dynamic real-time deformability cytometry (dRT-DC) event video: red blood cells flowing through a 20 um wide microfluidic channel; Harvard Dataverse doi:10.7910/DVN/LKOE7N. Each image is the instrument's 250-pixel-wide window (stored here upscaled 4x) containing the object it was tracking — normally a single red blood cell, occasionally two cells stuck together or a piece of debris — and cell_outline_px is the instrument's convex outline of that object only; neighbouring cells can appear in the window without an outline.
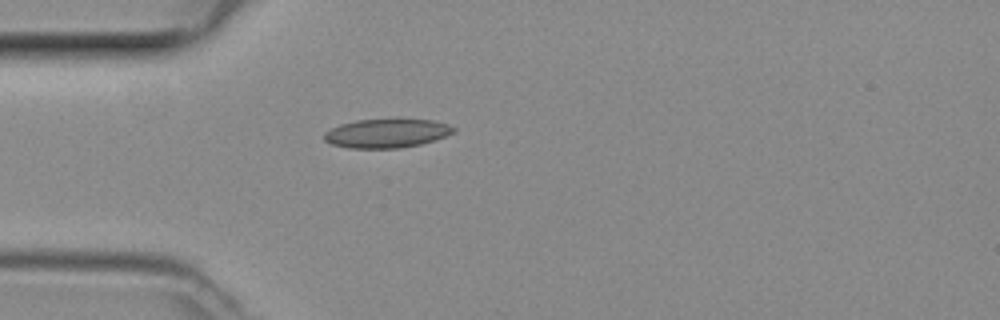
{"species": "common noctule bat (a hibernating species)", "species_latin": "Nyctalus noctula", "temperature_condition": "room temperature", "stored_images_in_passage": 36, "camera_frame_rate_fps": 3000, "um_per_image_px": 0.085, "animal": {"sex": "female", "body_mass_g": 29.2, "forearm_length_mm": 56.3}, "frame": {"image": 1, "passage_image": 1, "time_ms": 0.0, "image_size_px": [1000, 320], "cell_outline_px": [[456, 132], [436, 140], [420, 144], [400, 148], [348, 148], [332, 144], [324, 140], [324, 132], [340, 124], [356, 120], [432, 120], [448, 124], [456, 128]], "centroid_in_image_um": [32.89, 11.34], "position_along_channel_um": 52.1, "area_um2": 21.68}}
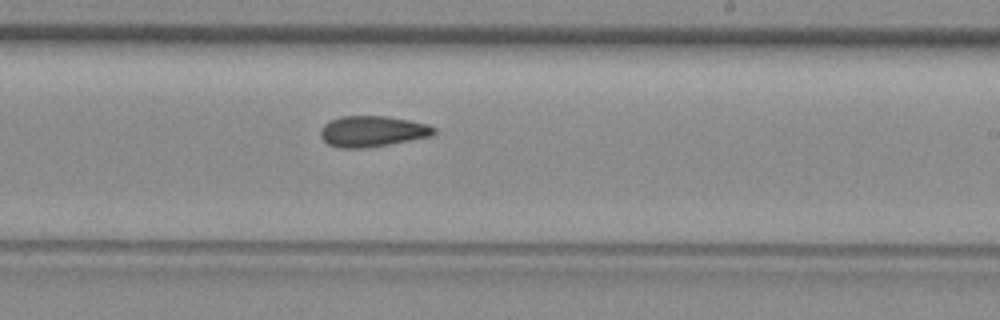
{"frame": {"image": 2, "passage_image": 16, "time_ms": 5.0, "image_size_px": [1000, 320], "cell_outline_px": [[436, 132], [432, 136], [388, 144], [360, 148], [336, 148], [328, 144], [320, 136], [320, 128], [328, 120], [340, 116], [388, 116], [428, 124], [436, 128]], "centroid_in_image_um": [31.62, 11.15], "position_along_channel_um": 257.4, "area_um2": 20.52}}
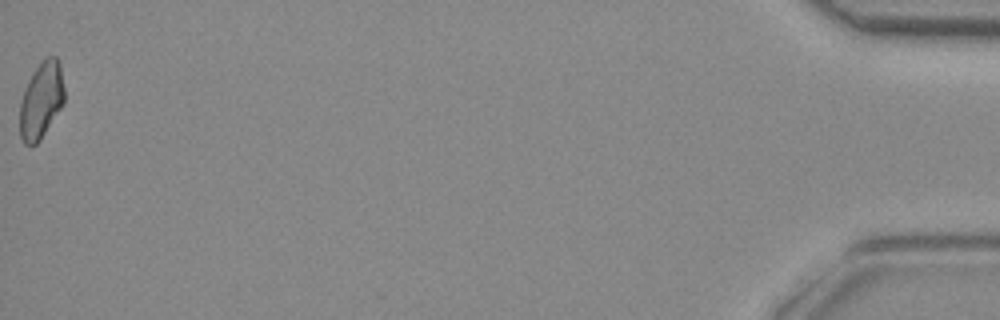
{"frame": {"image": 3, "passage_image": 36, "time_ms": 11.667, "image_size_px": [1000, 320], "cell_outline_px": [[64, 104], [40, 140], [36, 144], [24, 144], [20, 136], [20, 104], [28, 80], [40, 60], [44, 56], [56, 56], [60, 64], [64, 88]], "centroid_in_image_um": [3.52, 8.49], "position_along_channel_um": 431.7, "area_um2": 19.94}}